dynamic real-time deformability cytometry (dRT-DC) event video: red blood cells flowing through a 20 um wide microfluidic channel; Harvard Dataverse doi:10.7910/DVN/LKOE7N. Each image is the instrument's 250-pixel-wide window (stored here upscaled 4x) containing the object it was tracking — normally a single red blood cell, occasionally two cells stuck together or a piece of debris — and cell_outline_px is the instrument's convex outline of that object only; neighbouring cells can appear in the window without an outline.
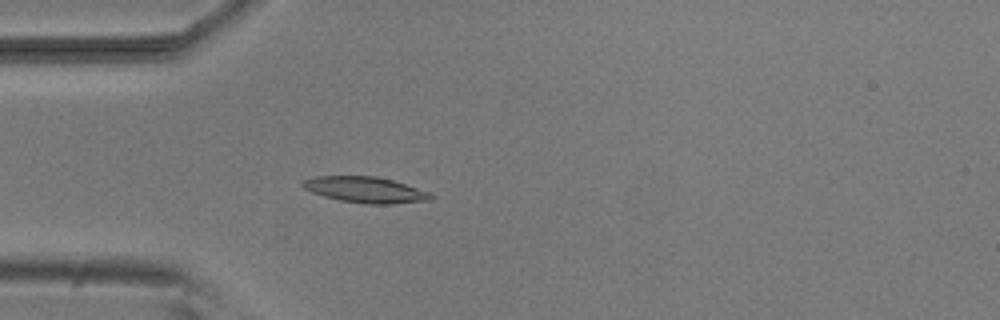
{"species": "common noctule bat (a hibernating species)", "species_latin": "Nyctalus noctula", "temperature_condition": "room temperature", "stored_images_in_passage": 53, "camera_frame_rate_fps": 3000, "um_per_image_px": 0.085, "animal": {"sex": "male", "body_mass_g": 20.5, "forearm_length_mm": 52.5}, "frame": {"image": 1, "passage_image": 15, "time_ms": 4.667, "image_size_px": [1000, 320], "cell_outline_px": [[436, 196], [432, 200], [392, 204], [364, 204], [340, 200], [324, 196], [312, 192], [304, 188], [300, 184], [300, 180], [316, 176], [376, 176], [392, 180], [432, 192]], "centroid_in_image_um": [31.09, 16.13], "position_along_channel_um": 53.9, "area_um2": 19.65}}
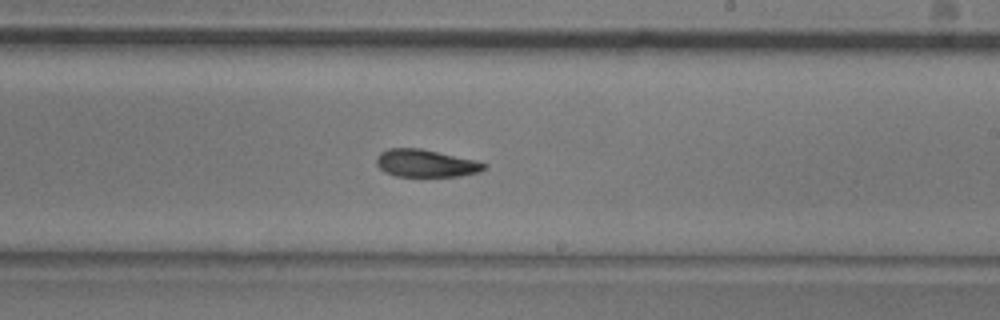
{"frame": {"image": 2, "passage_image": 31, "time_ms": 10.0, "image_size_px": [1000, 320], "cell_outline_px": [[488, 164], [480, 172], [460, 176], [396, 176], [384, 172], [376, 164], [376, 156], [380, 152], [388, 148], [420, 148], [476, 160]], "centroid_in_image_um": [36.17, 13.87], "position_along_channel_um": 252.8, "area_um2": 17.34}}
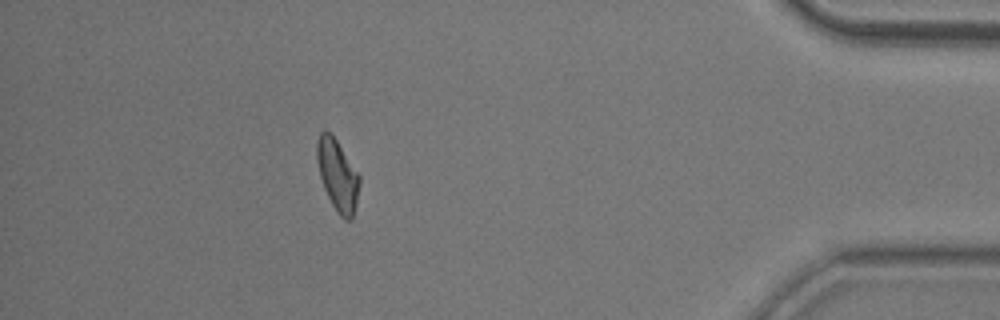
{"frame": {"image": 3, "passage_image": 47, "time_ms": 15.333, "image_size_px": [1000, 320], "cell_outline_px": [[360, 184], [356, 204], [352, 220], [344, 220], [340, 216], [332, 204], [324, 188], [320, 176], [316, 160], [316, 144], [320, 132], [324, 128], [336, 140], [360, 176]], "centroid_in_image_um": [28.68, 14.9], "position_along_channel_um": 406.5, "area_um2": 17.57}, "authors_computed_cell_mechanics": {"area_um2": 17.9758, "velocity_mm_per_s": 3.8214, "shape_relaxation_time_tau1_ms": 5.0017, "shape_relaxation_time_tau2_ms": 5.6155, "deformation_change_tau1": 0.1504, "deformation_change_tau2": 0.136}}